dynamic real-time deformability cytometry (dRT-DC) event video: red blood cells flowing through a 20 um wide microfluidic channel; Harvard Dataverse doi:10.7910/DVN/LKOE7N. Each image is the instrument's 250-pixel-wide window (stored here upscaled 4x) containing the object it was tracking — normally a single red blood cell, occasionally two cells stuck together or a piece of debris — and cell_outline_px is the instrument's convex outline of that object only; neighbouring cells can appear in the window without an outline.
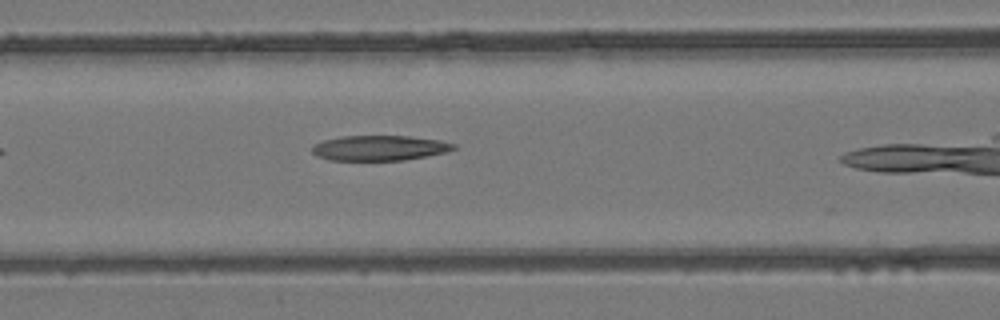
{"species": "common noctule bat (a hibernating species)", "species_latin": "Nyctalus noctula", "temperature_condition": "room temperature", "stored_images_in_passage": 22, "camera_frame_rate_fps": 3000, "um_per_image_px": 0.085, "animal": {"sex": "female", "body_mass_g": 24.6, "forearm_length_mm": 56.2}, "frame": {"image": 1, "passage_image": 19, "time_ms": 6.0, "image_size_px": [1000, 320], "cell_outline_px": [[456, 148], [444, 152], [428, 156], [404, 160], [328, 160], [316, 156], [312, 152], [312, 144], [324, 140], [340, 136], [408, 136], [440, 140], [456, 144]], "centroid_in_image_um": [32.22, 12.58], "position_along_channel_um": 134.4, "area_um2": 20.81}}